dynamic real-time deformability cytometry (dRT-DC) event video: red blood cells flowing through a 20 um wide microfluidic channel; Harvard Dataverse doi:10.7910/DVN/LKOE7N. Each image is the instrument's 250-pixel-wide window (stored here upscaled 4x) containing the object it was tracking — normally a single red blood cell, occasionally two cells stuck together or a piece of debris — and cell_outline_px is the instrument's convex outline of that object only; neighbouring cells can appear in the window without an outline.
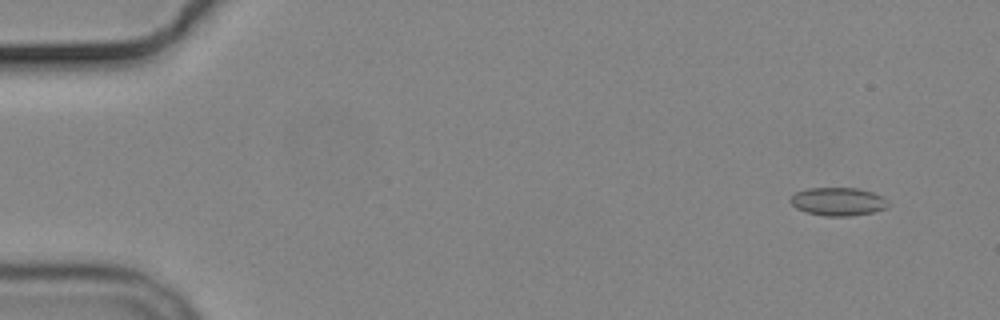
{"species": "common noctule bat (a hibernating species)", "species_latin": "Nyctalus noctula", "temperature_condition": "cold", "stored_images_in_passage": 5, "camera_frame_rate_fps": 3000, "um_per_image_px": 0.085, "animal": {"sex": "male", "body_mass_g": 19.2, "forearm_length_mm": 51.8}, "frame": {"image": 1, "passage_image": 2, "time_ms": 1.333, "image_size_px": [1000, 320], "cell_outline_px": [[888, 208], [872, 212], [852, 216], [824, 216], [808, 212], [796, 208], [792, 204], [792, 196], [796, 192], [808, 188], [856, 188], [872, 192], [884, 196], [888, 204]], "centroid_in_image_um": [71.28, 17.13], "position_along_channel_um": 13.7, "area_um2": 15.95}}
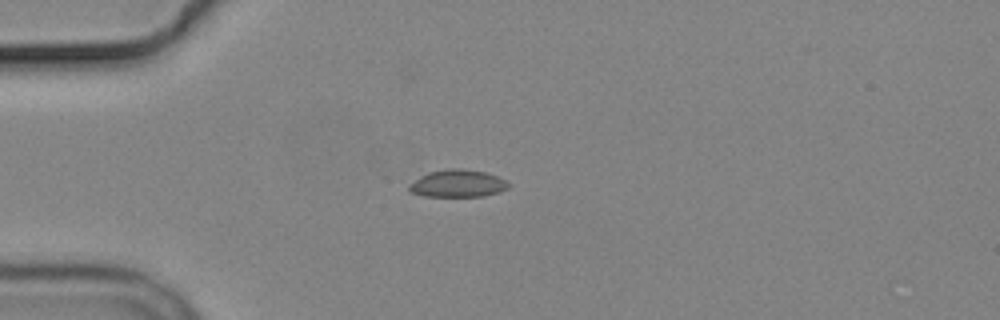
{"frame": {"image": 2, "passage_image": 5, "time_ms": 5.0, "image_size_px": [1000, 320], "cell_outline_px": [[508, 188], [500, 192], [484, 196], [424, 196], [408, 192], [408, 184], [420, 176], [428, 172], [448, 168], [460, 168], [484, 172], [496, 176], [504, 180], [508, 184]], "centroid_in_image_um": [38.84, 15.6], "position_along_channel_um": 46.2, "area_um2": 15.9}}